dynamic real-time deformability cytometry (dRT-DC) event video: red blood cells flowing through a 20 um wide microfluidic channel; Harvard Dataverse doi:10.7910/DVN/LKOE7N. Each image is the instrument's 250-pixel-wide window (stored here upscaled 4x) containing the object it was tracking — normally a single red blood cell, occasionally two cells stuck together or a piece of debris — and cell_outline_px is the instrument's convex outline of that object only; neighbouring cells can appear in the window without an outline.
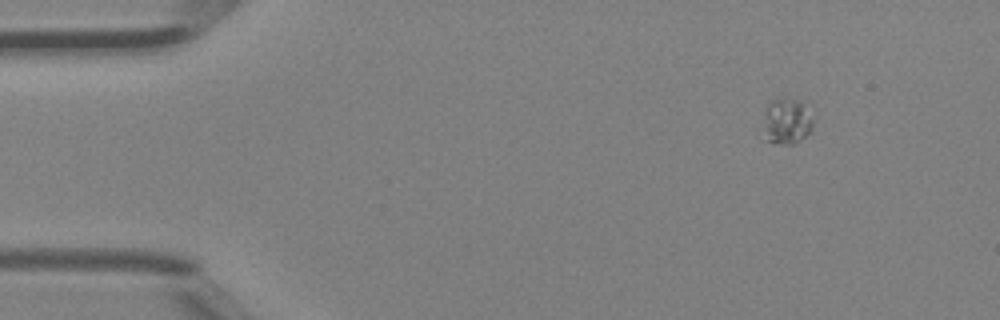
{"species": "Egyptian fruit bat (a non-hibernating species)", "species_latin": "Rousettus aegyptiacus", "temperature_condition": "room temperature", "stored_images_in_passage": 4, "camera_frame_rate_fps": 3000, "um_per_image_px": 0.085, "animal": {"sex": "female"}, "frame": {"image": 1, "passage_image": 1, "time_ms": 0.0, "image_size_px": [1000, 320], "cell_outline_px": [[812, 128], [804, 136], [792, 144], [772, 144], [768, 140], [760, 128], [764, 108], [768, 100], [784, 96], [804, 100], [812, 120]], "centroid_in_image_um": [66.78, 10.23], "position_along_channel_um": 18.2, "area_um2": 14.16}}